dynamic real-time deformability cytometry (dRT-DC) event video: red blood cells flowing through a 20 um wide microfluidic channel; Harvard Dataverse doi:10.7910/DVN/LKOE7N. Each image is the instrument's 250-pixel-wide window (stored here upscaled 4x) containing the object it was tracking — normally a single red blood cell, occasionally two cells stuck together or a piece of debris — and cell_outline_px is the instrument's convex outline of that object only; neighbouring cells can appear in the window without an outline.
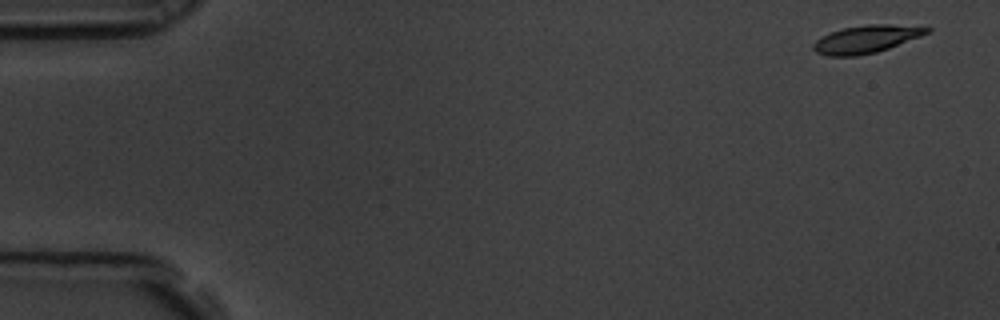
{"species": "common noctule bat (a hibernating species)", "species_latin": "Nyctalus noctula", "temperature_condition": "room temperature", "stored_images_in_passage": 4, "camera_frame_rate_fps": 3000, "um_per_image_px": 0.085, "animal": {"sex": "male", "body_mass_g": 19.5, "forearm_length_mm": 54.6}, "frame": {"image": 1, "passage_image": 1, "time_ms": 0.0, "image_size_px": [1000, 320], "cell_outline_px": [[932, 32], [888, 48], [876, 52], [856, 56], [828, 56], [816, 52], [812, 48], [812, 44], [820, 36], [844, 28], [868, 24], [888, 24], [932, 28]], "centroid_in_image_um": [73.61, 3.33], "position_along_channel_um": 11.4, "area_um2": 18.21}}